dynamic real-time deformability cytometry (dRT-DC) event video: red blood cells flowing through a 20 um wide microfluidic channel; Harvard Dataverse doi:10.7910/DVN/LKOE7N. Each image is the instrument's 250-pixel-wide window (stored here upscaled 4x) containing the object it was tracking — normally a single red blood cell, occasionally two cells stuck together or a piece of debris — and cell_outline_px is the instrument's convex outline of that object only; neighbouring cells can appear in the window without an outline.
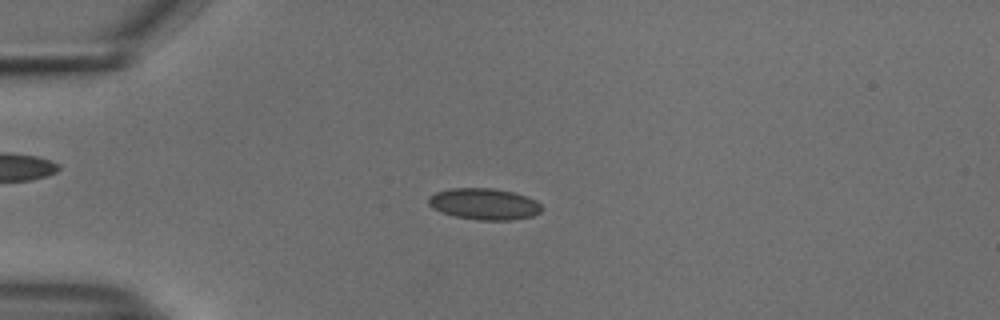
{"species": "common noctule bat (a hibernating species)", "species_latin": "Nyctalus noctula", "temperature_condition": "cold", "stored_images_in_passage": 48, "camera_frame_rate_fps": 3000, "um_per_image_px": 0.085, "animal": {"sex": "male", "body_mass_g": 18.8}, "frame": {"image": 1, "passage_image": 8, "time_ms": 2.333, "image_size_px": [1000, 320], "cell_outline_px": [[544, 208], [540, 212], [532, 216], [512, 220], [476, 220], [456, 216], [440, 212], [432, 208], [428, 204], [428, 196], [436, 192], [452, 188], [492, 188], [512, 192], [528, 196], [536, 200]], "centroid_in_image_um": [41.16, 17.34], "position_along_channel_um": 43.8, "area_um2": 20.87}}
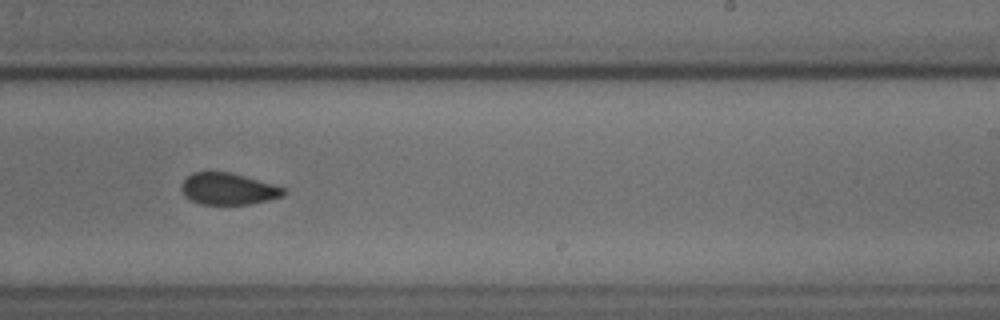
{"frame": {"image": 2, "passage_image": 28, "time_ms": 9.0, "image_size_px": [1000, 320], "cell_outline_px": [[284, 196], [268, 200], [248, 204], [200, 204], [184, 196], [180, 188], [180, 184], [192, 172], [232, 172], [272, 184], [284, 188]], "centroid_in_image_um": [19.36, 16.05], "position_along_channel_um": 269.6, "area_um2": 18.79}}
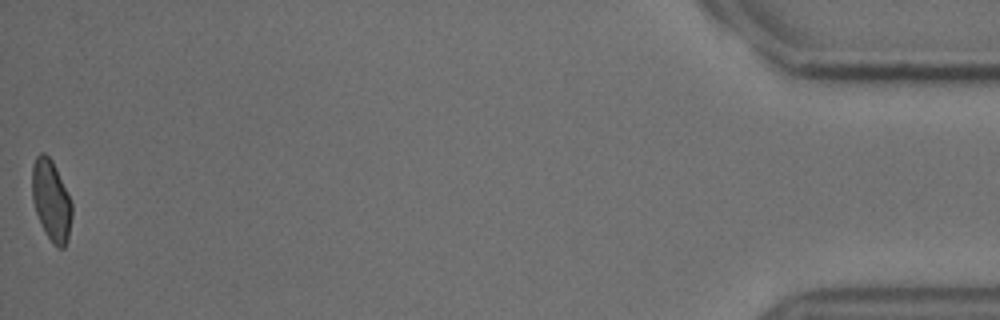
{"frame": {"image": 3, "passage_image": 48, "time_ms": 15.667, "image_size_px": [1000, 320], "cell_outline_px": [[72, 216], [68, 240], [64, 248], [56, 248], [52, 244], [40, 224], [32, 200], [32, 164], [36, 156], [40, 152], [44, 152], [52, 160], [56, 168], [72, 204]], "centroid_in_image_um": [4.34, 17.07], "position_along_channel_um": 430.9, "area_um2": 18.9}, "authors_computed_cell_mechanics": {"area_um2": 19.6809, "velocity_mm_per_s": 3.757, "shape_relaxation_time_tau1_ms": 6.6332, "shape_relaxation_time_tau2_ms": 2.0907, "deformation_change_tau1": 0.1071, "deformation_change_tau2": 0.0448}}